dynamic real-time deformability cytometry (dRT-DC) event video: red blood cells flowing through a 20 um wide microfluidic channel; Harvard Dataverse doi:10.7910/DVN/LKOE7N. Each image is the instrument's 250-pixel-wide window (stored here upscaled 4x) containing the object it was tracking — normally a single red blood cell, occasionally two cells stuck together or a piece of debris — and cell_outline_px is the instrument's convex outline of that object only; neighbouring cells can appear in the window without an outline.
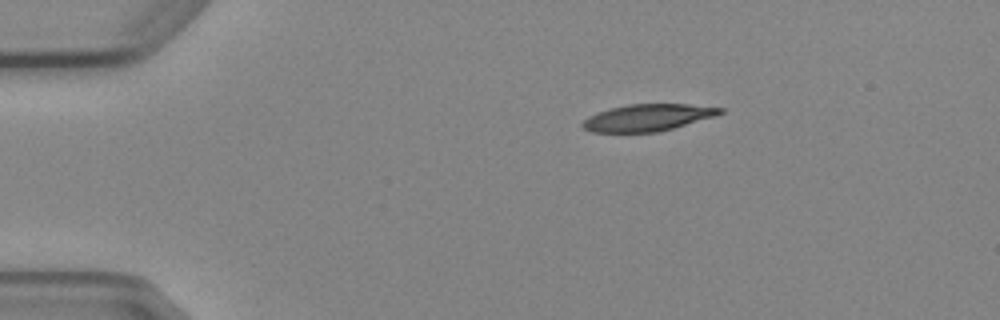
{"species": "Egyptian fruit bat (a non-hibernating species)", "species_latin": "Rousettus aegyptiacus", "temperature_condition": "cold", "stored_images_in_passage": 3, "camera_frame_rate_fps": 3000, "um_per_image_px": 0.085, "animal": {"sex": "female"}, "frame": {"image": 1, "passage_image": 1, "time_ms": 0.0, "image_size_px": [1000, 320], "cell_outline_px": [[724, 112], [716, 116], [672, 128], [656, 132], [592, 132], [584, 128], [580, 124], [588, 116], [612, 108], [628, 104], [688, 104], [724, 108]], "centroid_in_image_um": [55.07, 9.99], "position_along_channel_um": 29.9, "area_um2": 21.33}}
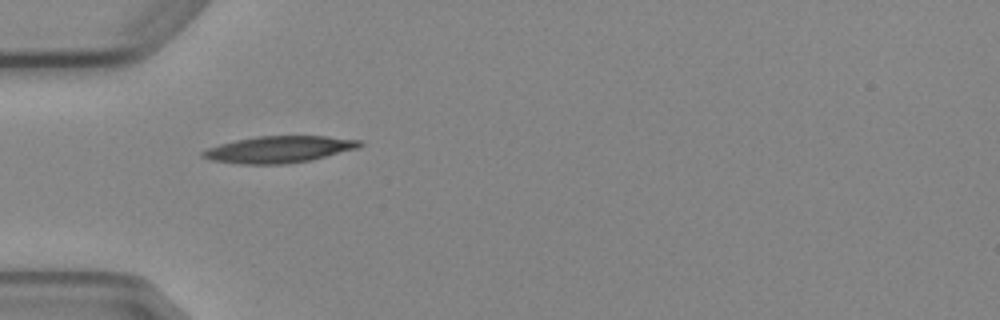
{"frame": {"image": 2, "passage_image": 3, "time_ms": 2.333, "image_size_px": [1000, 320], "cell_outline_px": [[364, 144], [360, 148], [312, 160], [284, 164], [240, 164], [212, 160], [200, 156], [200, 152], [208, 148], [220, 144], [236, 140], [256, 136], [328, 136], [360, 140]], "centroid_in_image_um": [23.75, 12.7], "position_along_channel_um": 61.2, "area_um2": 24.57}}